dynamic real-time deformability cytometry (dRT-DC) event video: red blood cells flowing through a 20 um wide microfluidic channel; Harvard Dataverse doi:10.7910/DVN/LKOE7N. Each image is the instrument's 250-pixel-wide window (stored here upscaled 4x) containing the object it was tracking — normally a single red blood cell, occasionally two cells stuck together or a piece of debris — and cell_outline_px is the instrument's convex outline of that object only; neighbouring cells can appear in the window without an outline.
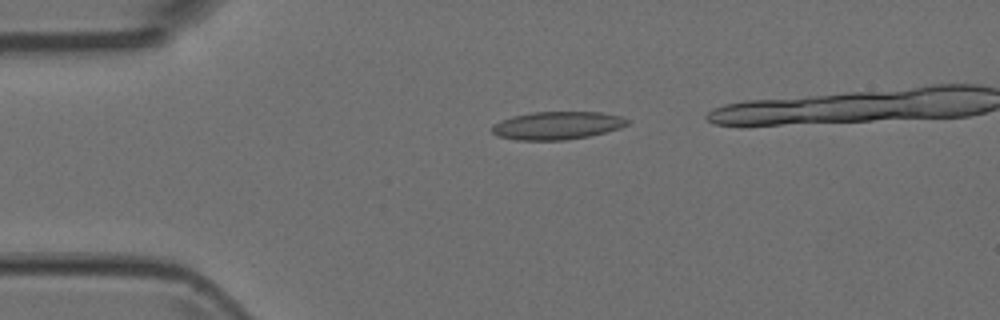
{"species": "Egyptian fruit bat (a non-hibernating species)", "species_latin": "Rousettus aegyptiacus", "temperature_condition": "room temperature", "stored_images_in_passage": 5, "segment_of_instrument_passage": [1, 2], "camera_frame_rate_fps": 3000, "um_per_image_px": 0.085, "animal": {"sex": "female"}, "frame": {"image": 1, "passage_image": 2, "time_ms": 0.333, "image_size_px": [1000, 320], "cell_outline_px": [[628, 124], [620, 128], [588, 136], [564, 140], [516, 140], [496, 136], [492, 132], [492, 124], [512, 116], [532, 112], [600, 112], [620, 116], [628, 120]], "centroid_in_image_um": [47.31, 10.67], "position_along_channel_um": 37.7, "area_um2": 21.96}}
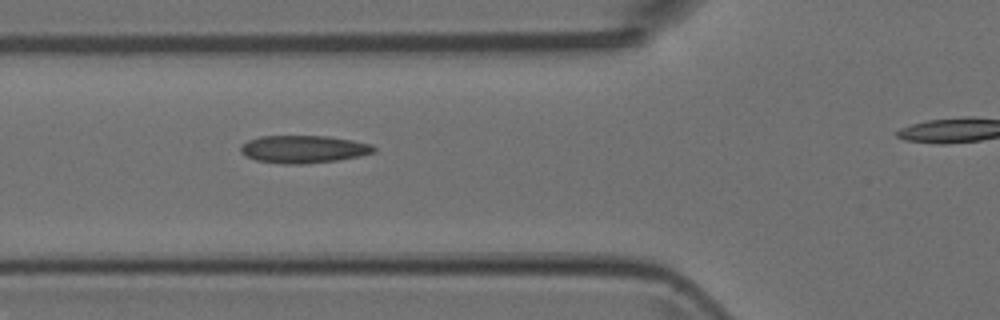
{"frame": {"image": 2, "passage_image": 4, "time_ms": 1.0, "image_size_px": [1000, 320], "cell_outline_px": [[376, 152], [360, 156], [336, 160], [304, 164], [284, 164], [256, 160], [244, 156], [240, 152], [240, 144], [248, 140], [260, 136], [328, 136], [352, 140], [372, 144], [376, 148]], "centroid_in_image_um": [25.78, 12.68], "position_along_channel_um": 100.0, "area_um2": 21.62}}